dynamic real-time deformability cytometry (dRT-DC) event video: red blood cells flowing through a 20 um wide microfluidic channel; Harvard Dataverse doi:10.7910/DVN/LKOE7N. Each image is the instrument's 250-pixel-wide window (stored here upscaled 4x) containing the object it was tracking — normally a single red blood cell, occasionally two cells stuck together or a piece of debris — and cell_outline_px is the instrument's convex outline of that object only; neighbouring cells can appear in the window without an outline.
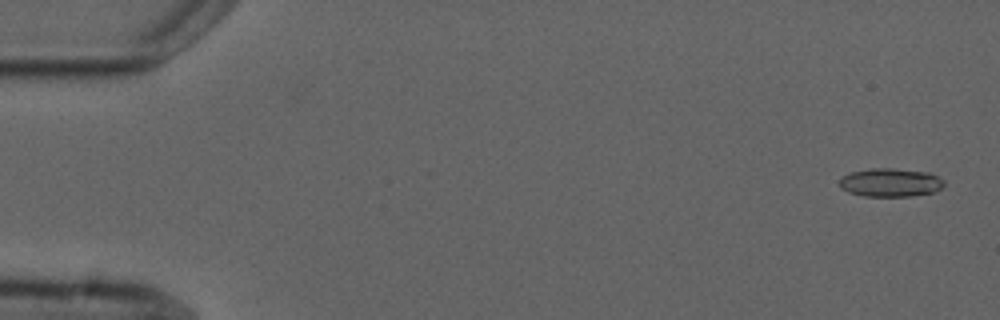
{"species": "common noctule bat (a hibernating species)", "species_latin": "Nyctalus noctula", "temperature_condition": "cold", "stored_images_in_passage": 4, "camera_frame_rate_fps": 3000, "um_per_image_px": 0.085, "animal": {"sex": "male", "forearm_length_mm": 52.5}, "frame": {"image": 1, "passage_image": 1, "time_ms": 0.0, "image_size_px": [1000, 320], "cell_outline_px": [[944, 184], [936, 192], [912, 196], [864, 196], [848, 192], [840, 188], [840, 176], [852, 172], [872, 168], [892, 168], [932, 172], [944, 180]], "centroid_in_image_um": [75.71, 15.51], "position_along_channel_um": 9.3, "area_um2": 17.57}}
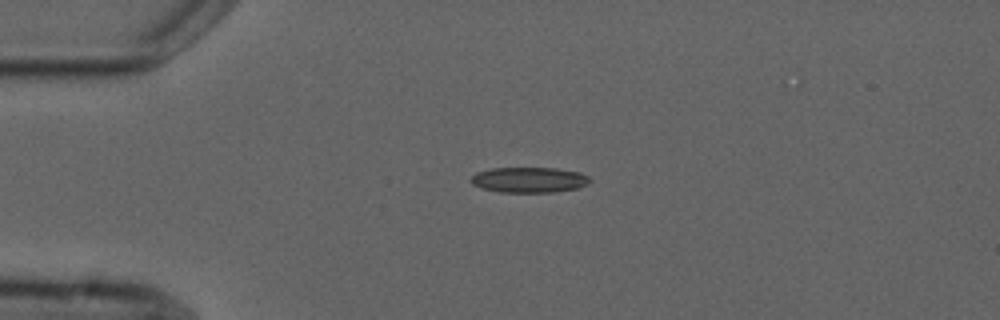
{"frame": {"image": 2, "passage_image": 3, "time_ms": 3.667, "image_size_px": [1000, 320], "cell_outline_px": [[592, 180], [588, 184], [576, 188], [556, 192], [500, 192], [480, 188], [472, 184], [468, 180], [476, 172], [492, 168], [556, 168], [580, 172], [588, 176]], "centroid_in_image_um": [44.96, 15.29], "position_along_channel_um": 40.0, "area_um2": 17.8}}